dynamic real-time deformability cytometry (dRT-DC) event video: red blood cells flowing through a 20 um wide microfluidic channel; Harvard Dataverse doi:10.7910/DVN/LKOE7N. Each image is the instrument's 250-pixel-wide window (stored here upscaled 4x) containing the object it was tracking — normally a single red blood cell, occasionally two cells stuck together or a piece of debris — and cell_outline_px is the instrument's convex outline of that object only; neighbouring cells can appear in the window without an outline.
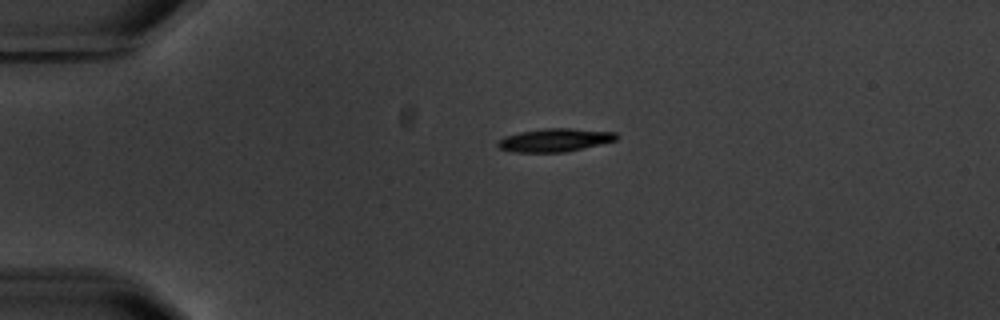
{"species": "common noctule bat (a hibernating species)", "species_latin": "Nyctalus noctula", "temperature_condition": "warm", "stored_images_in_passage": 2, "camera_frame_rate_fps": 3000, "um_per_image_px": 0.085, "animal": {"sex": "male", "body_mass_g": 20.1, "forearm_length_mm": 53.5}, "frame": {"image": 1, "passage_image": 1, "time_ms": 0.0, "image_size_px": [1000, 320], "cell_outline_px": [[620, 136], [616, 140], [600, 144], [564, 152], [512, 152], [500, 148], [496, 144], [504, 136], [520, 132], [544, 128], [572, 128], [616, 132]], "centroid_in_image_um": [47.17, 11.9], "position_along_channel_um": 37.8, "area_um2": 16.01}}